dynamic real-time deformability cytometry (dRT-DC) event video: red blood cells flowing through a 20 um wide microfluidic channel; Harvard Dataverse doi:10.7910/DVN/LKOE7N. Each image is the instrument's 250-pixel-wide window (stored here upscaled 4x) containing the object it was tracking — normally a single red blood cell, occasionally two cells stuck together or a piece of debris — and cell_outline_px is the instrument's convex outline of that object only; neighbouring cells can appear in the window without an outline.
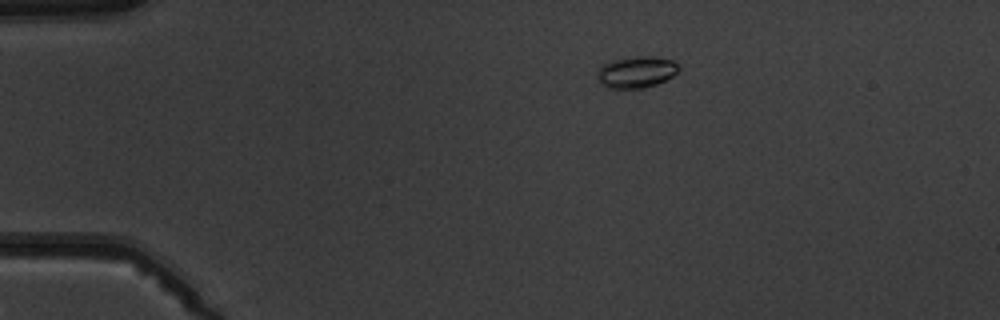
{"species": "common noctule bat (a hibernating species)", "species_latin": "Nyctalus noctula", "temperature_condition": "warm", "stored_images_in_passage": 9, "camera_frame_rate_fps": 3000, "um_per_image_px": 0.085, "animal": {"sex": "male", "body_mass_g": 19.5, "forearm_length_mm": 54.6}, "frame": {"image": 1, "passage_image": 3, "time_ms": 2.333, "image_size_px": [1000, 320], "cell_outline_px": [[680, 68], [672, 76], [656, 84], [644, 88], [608, 88], [600, 84], [596, 76], [596, 72], [604, 64], [612, 60], [636, 56], [652, 56], [672, 60]], "centroid_in_image_um": [54.05, 6.13], "position_along_channel_um": 31.0, "area_um2": 14.91}}
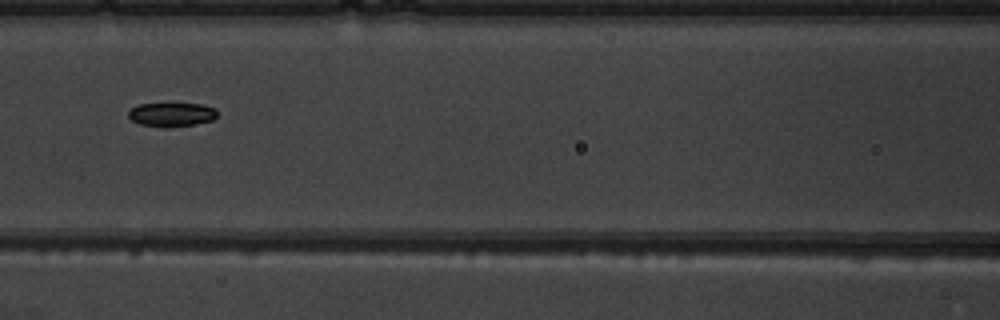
{"frame": {"image": 2, "passage_image": 7, "time_ms": 7.0, "image_size_px": [1000, 320], "cell_outline_px": [[216, 116], [212, 120], [196, 124], [172, 128], [164, 128], [140, 124], [132, 120], [128, 116], [128, 112], [132, 108], [140, 104], [204, 104], [216, 108]], "centroid_in_image_um": [14.6, 9.75], "position_along_channel_um": 152.0, "area_um2": 12.48}}
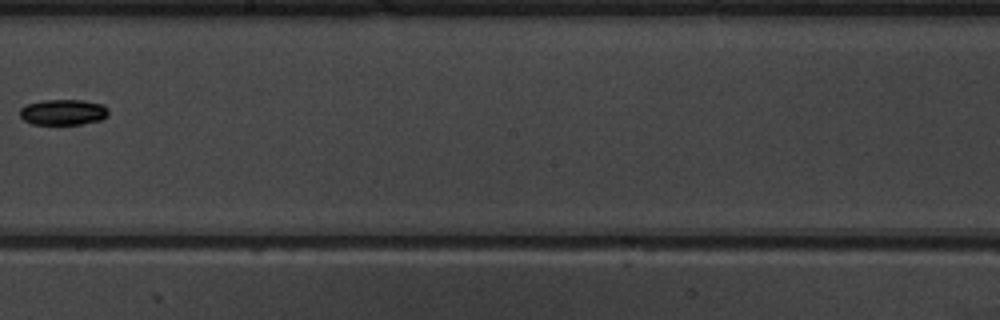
{"frame": {"image": 3, "passage_image": 9, "time_ms": 9.333, "image_size_px": [1000, 320], "cell_outline_px": [[108, 116], [100, 120], [80, 124], [32, 124], [24, 120], [20, 116], [20, 108], [28, 104], [44, 100], [80, 100], [100, 104], [108, 108]], "centroid_in_image_um": [5.36, 9.54], "position_along_channel_um": 242.8, "area_um2": 13.12}}